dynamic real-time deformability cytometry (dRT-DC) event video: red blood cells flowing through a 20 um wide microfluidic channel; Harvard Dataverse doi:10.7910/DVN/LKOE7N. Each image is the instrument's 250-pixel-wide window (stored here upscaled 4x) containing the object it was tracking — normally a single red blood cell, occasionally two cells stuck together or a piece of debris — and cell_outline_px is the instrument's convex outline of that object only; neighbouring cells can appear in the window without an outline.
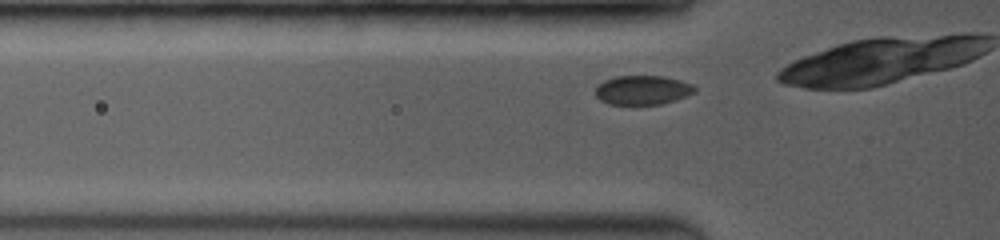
{"species": "common noctule bat (a hibernating species)", "species_latin": "Nyctalus noctula", "temperature_condition": "room temperature", "stored_images_in_passage": 9, "camera_frame_rate_fps": 3500, "um_per_image_px": 0.085, "animal": {"sex": "female", "body_mass_g": 19.0, "forearm_length_mm": 53.3}, "frame": {"image": 1, "passage_image": 2, "time_ms": 0.286, "image_size_px": [1000, 240], "cell_outline_px": [[696, 92], [676, 100], [660, 104], [608, 104], [600, 100], [596, 96], [596, 88], [604, 80], [616, 76], [664, 76], [680, 80], [692, 84], [696, 88]], "centroid_in_image_um": [54.64, 7.65], "position_along_channel_um": 71.2, "area_um2": 16.88}}